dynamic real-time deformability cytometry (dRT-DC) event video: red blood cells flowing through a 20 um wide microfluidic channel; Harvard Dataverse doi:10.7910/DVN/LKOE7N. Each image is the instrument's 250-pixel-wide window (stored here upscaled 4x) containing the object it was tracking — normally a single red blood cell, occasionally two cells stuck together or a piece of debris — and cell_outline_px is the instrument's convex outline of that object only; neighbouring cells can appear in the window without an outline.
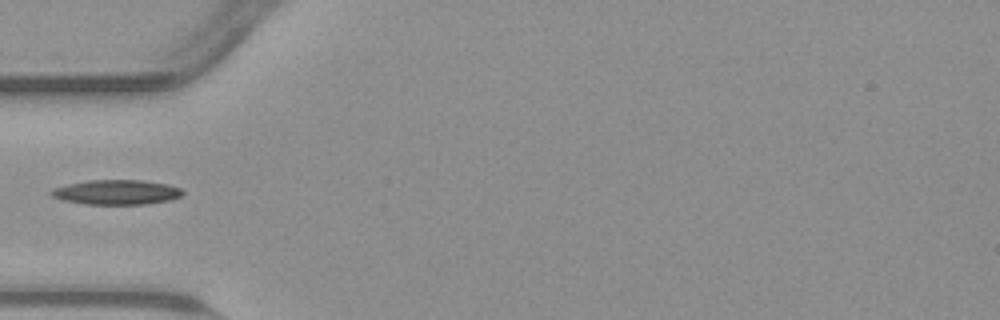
{"species": "common noctule bat (a hibernating species)", "species_latin": "Nyctalus noctula", "temperature_condition": "warm", "stored_images_in_passage": 12, "camera_frame_rate_fps": 3000, "um_per_image_px": 0.085, "animal": {"sex": "male", "body_mass_g": 23.1, "forearm_length_mm": 52.7}, "frame": {"image": 1, "passage_image": 1, "time_ms": 0.0, "image_size_px": [1000, 320], "cell_outline_px": [[184, 192], [180, 196], [168, 200], [148, 204], [84, 204], [64, 200], [52, 196], [48, 192], [52, 188], [68, 184], [88, 180], [144, 180], [168, 184], [180, 188]], "centroid_in_image_um": [9.89, 16.33], "position_along_channel_um": 75.1, "area_um2": 18.96}}
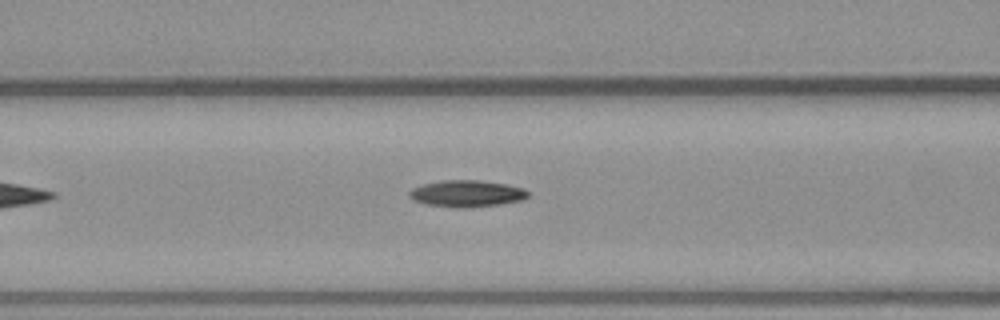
{"frame": {"image": 2, "passage_image": 5, "time_ms": 1.333, "image_size_px": [1000, 320], "cell_outline_px": [[528, 196], [520, 200], [500, 204], [464, 208], [460, 208], [424, 204], [412, 200], [408, 196], [408, 192], [412, 188], [424, 184], [444, 180], [480, 180], [504, 184], [524, 188], [528, 192]], "centroid_in_image_um": [39.62, 16.45], "position_along_channel_um": 127.0, "area_um2": 18.38}}
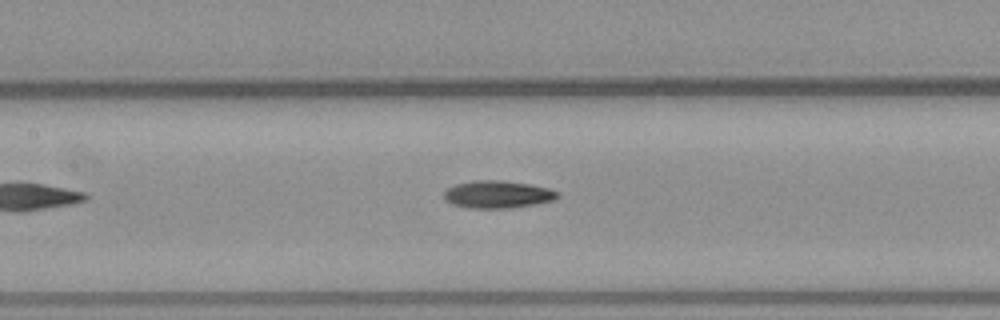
{"frame": {"image": 3, "passage_image": 8, "time_ms": 2.333, "image_size_px": [1000, 320], "cell_outline_px": [[560, 196], [552, 200], [532, 204], [508, 208], [468, 208], [452, 204], [444, 200], [444, 192], [448, 188], [456, 184], [476, 180], [500, 180], [528, 184], [548, 188], [556, 192]], "centroid_in_image_um": [42.24, 16.52], "position_along_channel_um": 165.2, "area_um2": 17.92}}